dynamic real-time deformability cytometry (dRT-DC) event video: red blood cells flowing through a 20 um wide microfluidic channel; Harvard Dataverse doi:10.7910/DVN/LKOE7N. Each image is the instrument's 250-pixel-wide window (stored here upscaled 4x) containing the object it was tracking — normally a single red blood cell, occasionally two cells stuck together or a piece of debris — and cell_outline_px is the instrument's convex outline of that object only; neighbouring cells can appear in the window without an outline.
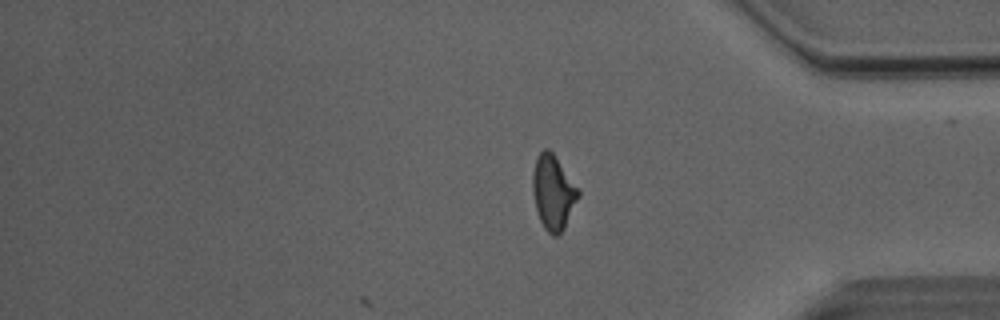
{"species": "Egyptian fruit bat (a non-hibernating species)", "species_latin": "Rousettus aegyptiacus", "temperature_condition": "room temperature", "stored_images_in_passage": 38, "camera_frame_rate_fps": 3000, "um_per_image_px": 0.085, "animal": {"sex": "male"}, "frame": {"image": 1, "passage_image": 38, "time_ms": 12.333, "image_size_px": [1000, 320], "cell_outline_px": [[580, 196], [564, 228], [556, 236], [552, 236], [544, 228], [540, 220], [536, 208], [532, 192], [532, 172], [536, 156], [544, 148], [548, 148], [552, 152], [580, 188]], "centroid_in_image_um": [47.02, 16.32], "position_along_channel_um": 388.2, "area_um2": 20.06}, "authors_computed_cell_mechanics": {"area_um2": 19.8832, "velocity_mm_per_s": 4.09, "shape_relaxation_time_tau1_ms": 7.452, "shape_relaxation_time_tau2_ms": 1.6506, "deformation_change_tau1": 0.2002, "deformation_change_tau2": 0.0931}}